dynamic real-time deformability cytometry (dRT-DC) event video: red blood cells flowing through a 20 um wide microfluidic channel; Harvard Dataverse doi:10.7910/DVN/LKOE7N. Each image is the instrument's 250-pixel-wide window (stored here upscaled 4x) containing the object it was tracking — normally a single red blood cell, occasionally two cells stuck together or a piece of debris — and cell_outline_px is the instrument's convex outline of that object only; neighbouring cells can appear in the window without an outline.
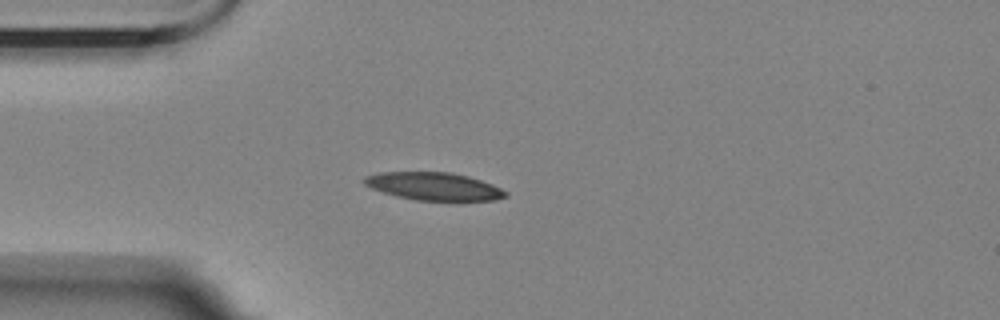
{"species": "Egyptian fruit bat (a non-hibernating species)", "species_latin": "Rousettus aegyptiacus", "temperature_condition": "room temperature", "stored_images_in_passage": 10, "camera_frame_rate_fps": 3000, "um_per_image_px": 0.085, "animal": {"sex": "female"}, "frame": {"image": 1, "passage_image": 3, "time_ms": 3.333, "image_size_px": [1000, 320], "cell_outline_px": [[508, 196], [496, 200], [416, 200], [396, 196], [372, 188], [364, 184], [360, 180], [364, 176], [380, 172], [452, 172], [468, 176], [492, 184], [508, 192]], "centroid_in_image_um": [36.86, 15.83], "position_along_channel_um": 48.1, "area_um2": 22.89}}
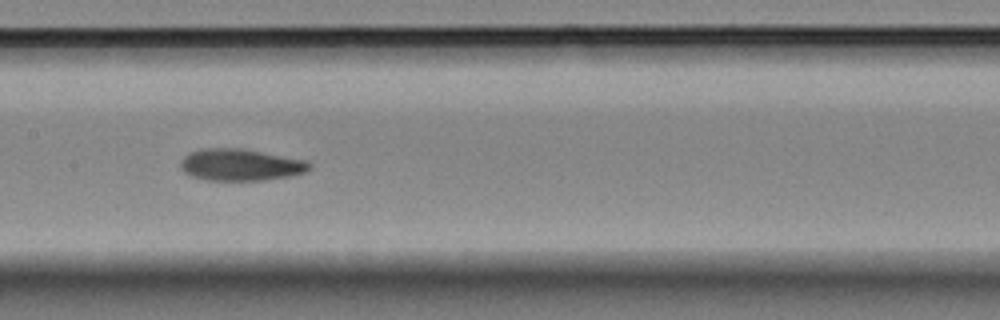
{"frame": {"image": 2, "passage_image": 7, "time_ms": 7.667, "image_size_px": [1000, 320], "cell_outline_px": [[312, 168], [304, 172], [288, 176], [264, 180], [204, 180], [192, 176], [184, 172], [180, 168], [180, 160], [188, 152], [200, 148], [240, 148], [308, 160], [312, 164]], "centroid_in_image_um": [20.42, 14.0], "position_along_channel_um": 187.0, "area_um2": 24.1}}
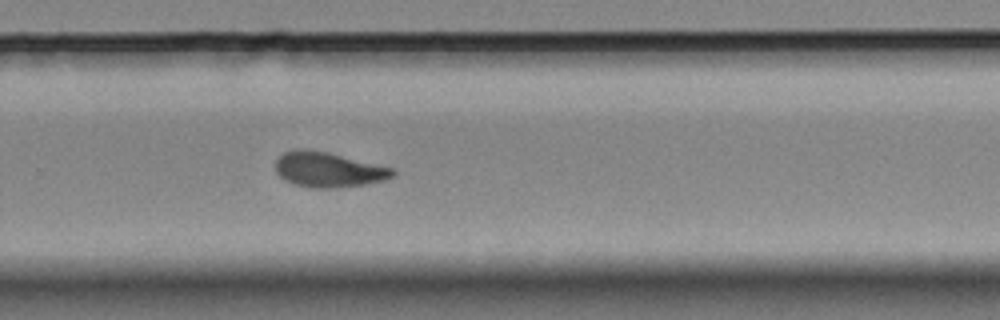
{"frame": {"image": 3, "passage_image": 10, "time_ms": 11.0, "image_size_px": [1000, 320], "cell_outline_px": [[396, 172], [392, 176], [384, 180], [364, 184], [324, 188], [312, 188], [292, 184], [284, 180], [276, 172], [276, 160], [284, 152], [296, 148], [304, 148], [328, 152], [392, 168]], "centroid_in_image_um": [27.85, 14.41], "position_along_channel_um": 302.0, "area_um2": 23.76}}